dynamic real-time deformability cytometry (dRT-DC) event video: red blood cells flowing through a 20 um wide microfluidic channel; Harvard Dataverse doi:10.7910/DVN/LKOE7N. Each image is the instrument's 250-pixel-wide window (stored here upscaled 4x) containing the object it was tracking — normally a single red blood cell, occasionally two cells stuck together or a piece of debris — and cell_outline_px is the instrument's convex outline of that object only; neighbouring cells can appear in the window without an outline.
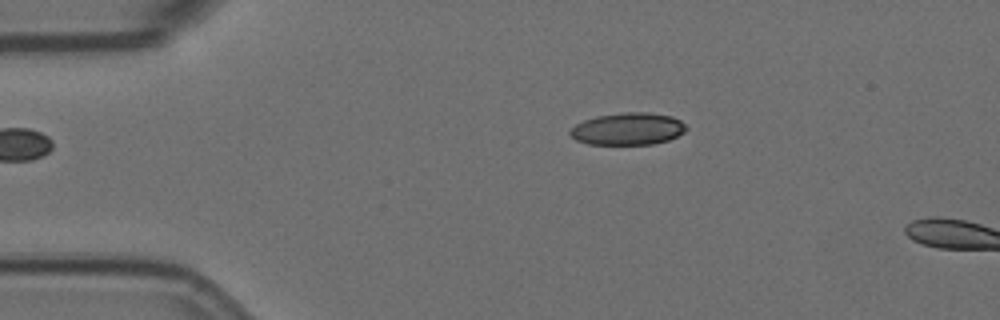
{"species": "Egyptian fruit bat (a non-hibernating species)", "species_latin": "Rousettus aegyptiacus", "temperature_condition": "room temperature", "stored_images_in_passage": 3, "camera_frame_rate_fps": 3000, "um_per_image_px": 0.085, "animal": {"sex": "female"}, "frame": {"image": 1, "passage_image": 3, "time_ms": 0.667, "image_size_px": [1000, 320], "cell_outline_px": [[688, 128], [684, 132], [668, 140], [652, 144], [588, 144], [576, 140], [568, 132], [576, 124], [584, 120], [596, 116], [624, 112], [648, 112], [672, 116], [680, 120]], "centroid_in_image_um": [53.37, 10.95], "position_along_channel_um": 31.6, "area_um2": 21.73}}